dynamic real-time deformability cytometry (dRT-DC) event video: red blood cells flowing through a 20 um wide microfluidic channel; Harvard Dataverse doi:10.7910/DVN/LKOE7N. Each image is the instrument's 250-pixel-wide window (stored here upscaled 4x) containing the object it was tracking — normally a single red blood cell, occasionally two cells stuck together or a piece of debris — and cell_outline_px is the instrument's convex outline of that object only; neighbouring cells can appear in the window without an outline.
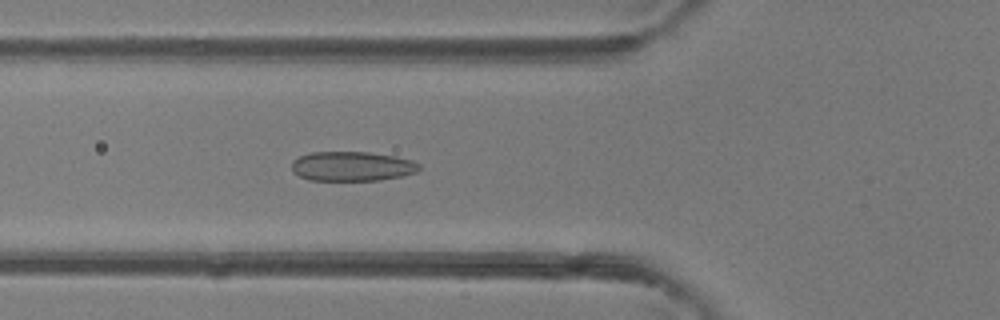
{"species": "common noctule bat (a hibernating species)", "species_latin": "Nyctalus noctula", "temperature_condition": "room temperature", "stored_images_in_passage": 46, "camera_frame_rate_fps": 3000, "um_per_image_px": 0.085, "animal": {"sex": "female"}, "frame": {"image": 1, "passage_image": 17, "time_ms": 5.333, "image_size_px": [1000, 320], "cell_outline_px": [[420, 168], [416, 172], [404, 176], [380, 180], [308, 180], [292, 172], [292, 160], [300, 156], [312, 152], [368, 152], [396, 156], [412, 160], [420, 164]], "centroid_in_image_um": [29.94, 14.13], "position_along_channel_um": 95.9, "area_um2": 22.08}}
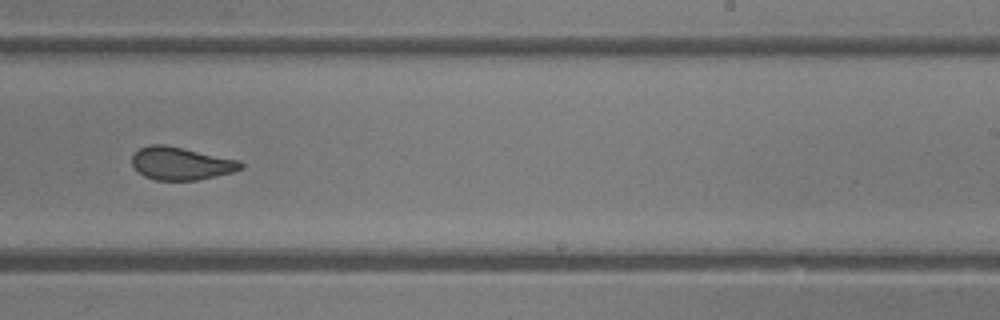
{"frame": {"image": 2, "passage_image": 29, "time_ms": 9.333, "image_size_px": [1000, 320], "cell_outline_px": [[244, 168], [232, 172], [216, 176], [196, 180], [156, 180], [144, 176], [132, 164], [132, 156], [140, 148], [152, 144], [164, 144], [184, 148], [240, 160], [244, 164]], "centroid_in_image_um": [15.42, 13.89], "position_along_channel_um": 273.6, "area_um2": 20.75}}
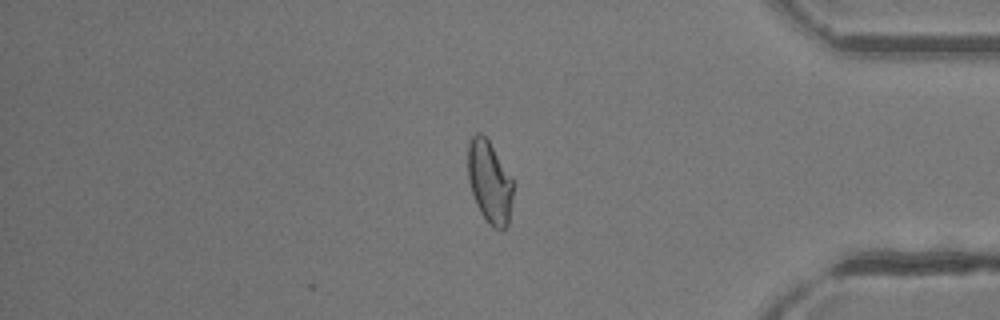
{"frame": {"image": 3, "passage_image": 39, "time_ms": 12.667, "image_size_px": [1000, 320], "cell_outline_px": [[516, 184], [508, 224], [504, 228], [492, 228], [480, 212], [476, 204], [468, 180], [468, 140], [476, 132], [480, 132], [488, 140], [512, 176]], "centroid_in_image_um": [41.64, 15.46], "position_along_channel_um": 393.6, "area_um2": 22.14}, "authors_computed_cell_mechanics": {"area_um2": 22.4264, "velocity_mm_per_s": 4.4281, "shape_relaxation_time_tau1_ms": null, "shape_relaxation_time_tau2_ms": 1.0801, "deformation_change_tau1": null, "deformation_change_tau2": 0.0633}}